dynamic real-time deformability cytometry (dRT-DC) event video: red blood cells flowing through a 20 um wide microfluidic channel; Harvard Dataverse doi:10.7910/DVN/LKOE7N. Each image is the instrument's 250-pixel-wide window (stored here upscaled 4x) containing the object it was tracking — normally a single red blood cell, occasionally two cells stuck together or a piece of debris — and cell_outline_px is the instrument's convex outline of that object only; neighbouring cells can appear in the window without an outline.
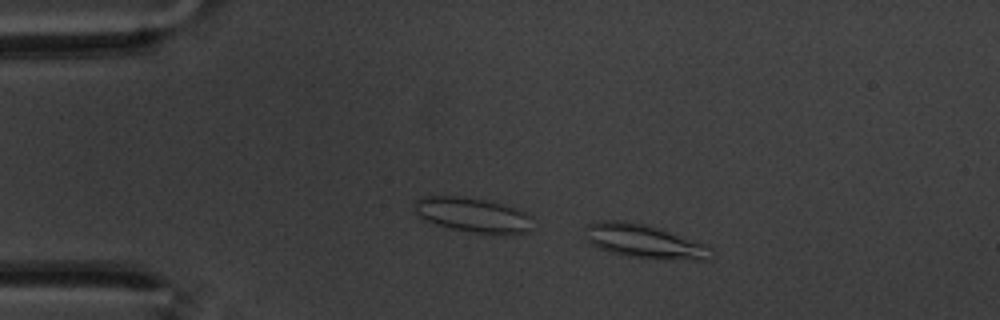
{"species": "common noctule bat (a hibernating species)", "species_latin": "Nyctalus noctula", "temperature_condition": "warm", "stored_images_in_passage": 38, "camera_frame_rate_fps": 3000, "um_per_image_px": 0.085, "animal": {"sex": "male", "body_mass_g": 20.1, "forearm_length_mm": 53.5}, "frame": {"image": 1, "passage_image": 2, "time_ms": 0.333, "image_size_px": [1000, 320], "cell_outline_px": [[716, 252], [708, 260], [692, 260], [628, 256], [608, 252], [592, 244], [588, 240], [588, 224], [600, 220], [624, 220], [644, 224], [712, 244]], "centroid_in_image_um": [54.92, 20.52], "position_along_channel_um": 30.1, "area_um2": 24.91}}
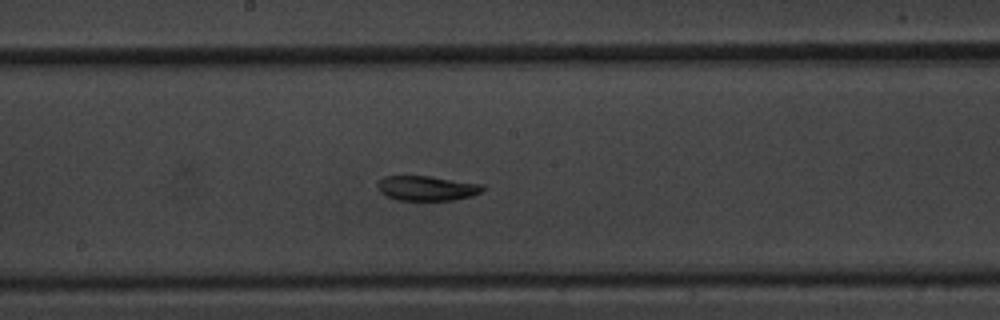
{"frame": {"image": 2, "passage_image": 23, "time_ms": 7.333, "image_size_px": [1000, 320], "cell_outline_px": [[484, 188], [480, 192], [472, 196], [452, 200], [396, 200], [380, 192], [376, 188], [376, 184], [384, 176], [432, 176], [484, 184]], "centroid_in_image_um": [36.28, 15.99], "position_along_channel_um": 211.9, "area_um2": 15.32}}
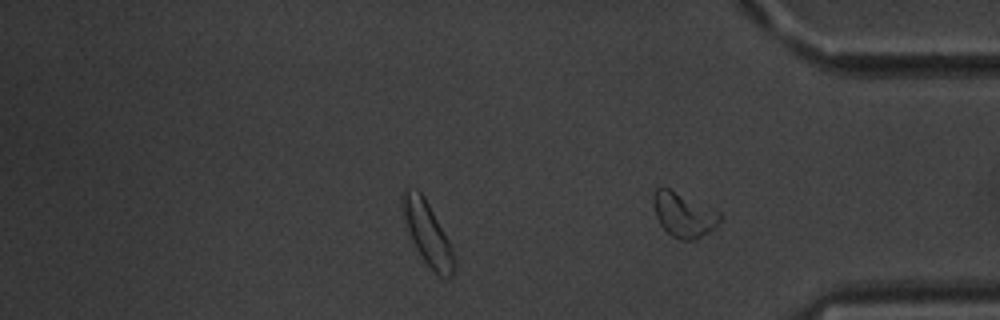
{"frame": {"image": 3, "passage_image": 38, "time_ms": 12.333, "image_size_px": [1000, 320], "cell_outline_px": [[724, 216], [716, 228], [692, 240], [680, 240], [672, 236], [660, 224], [656, 216], [652, 204], [652, 196], [656, 188], [668, 188], [720, 212]], "centroid_in_image_um": [58.12, 18.26], "position_along_channel_um": 377.1, "area_um2": 17.17}, "authors_computed_cell_mechanics": {"area_um2": 15.8083, "velocity_mm_per_s": 3.4047, "shape_relaxation_time_tau1_ms": 4.1945, "shape_relaxation_time_tau2_ms": 8.8979, "deformation_change_tau1": 0.1207, "deformation_change_tau2": 0.1499}}